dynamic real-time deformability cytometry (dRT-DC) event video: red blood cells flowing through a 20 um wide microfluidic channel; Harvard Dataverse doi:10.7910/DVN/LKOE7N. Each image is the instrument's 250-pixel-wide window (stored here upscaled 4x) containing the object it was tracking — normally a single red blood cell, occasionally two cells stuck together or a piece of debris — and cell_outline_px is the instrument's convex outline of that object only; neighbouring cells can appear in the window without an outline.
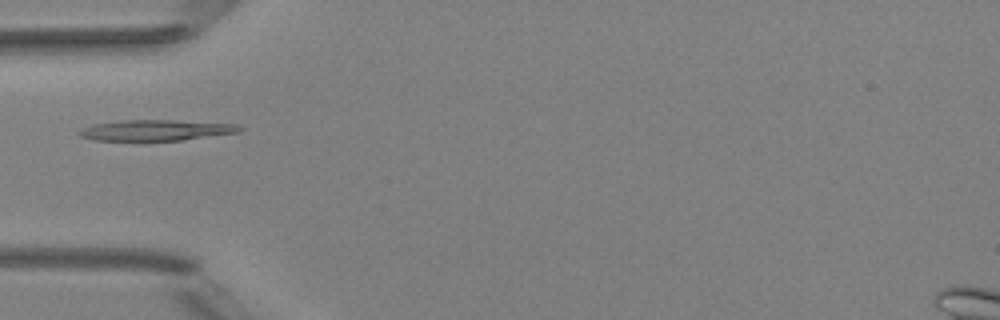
{"species": "Egyptian fruit bat (a non-hibernating species)", "species_latin": "Rousettus aegyptiacus", "temperature_condition": "room temperature", "stored_images_in_passage": 6, "camera_frame_rate_fps": 3000, "um_per_image_px": 0.085, "animal": {"sex": "female"}, "frame": {"image": 1, "passage_image": 5, "time_ms": 4.667, "image_size_px": [1000, 320], "cell_outline_px": [[244, 128], [240, 132], [184, 140], [92, 140], [80, 136], [76, 132], [92, 124], [120, 120], [172, 120], [236, 124]], "centroid_in_image_um": [13.26, 11.06], "position_along_channel_um": 71.7, "area_um2": 19.42}}
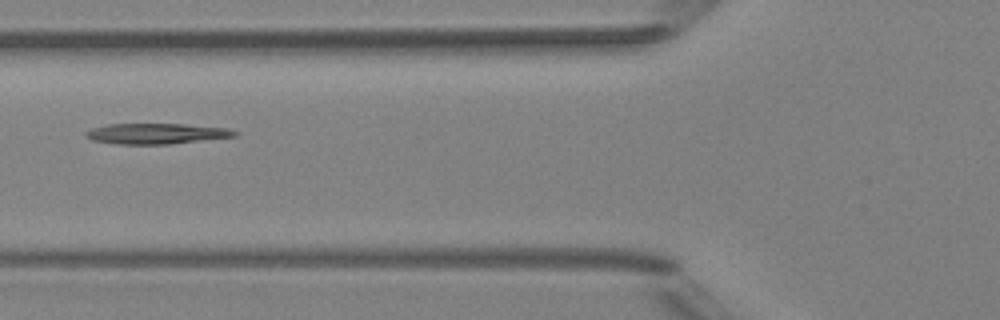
{"frame": {"image": 2, "passage_image": 6, "time_ms": 5.667, "image_size_px": [1000, 320], "cell_outline_px": [[240, 132], [236, 136], [168, 144], [116, 144], [92, 140], [84, 136], [84, 132], [92, 128], [108, 124], [184, 124], [228, 128]], "centroid_in_image_um": [13.27, 11.35], "position_along_channel_um": 112.5, "area_um2": 17.86}}